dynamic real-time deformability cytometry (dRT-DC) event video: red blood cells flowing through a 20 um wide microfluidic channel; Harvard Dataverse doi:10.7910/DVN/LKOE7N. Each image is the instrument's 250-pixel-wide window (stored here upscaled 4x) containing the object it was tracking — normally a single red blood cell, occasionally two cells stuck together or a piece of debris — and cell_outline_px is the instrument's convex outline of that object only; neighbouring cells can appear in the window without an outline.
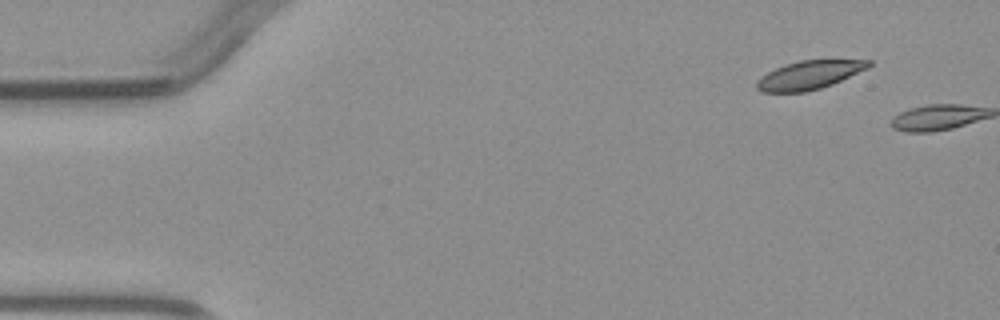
{"species": "common noctule bat (a hibernating species)", "species_latin": "Nyctalus noctula", "temperature_condition": "warm", "stored_images_in_passage": 2, "camera_frame_rate_fps": 3000, "um_per_image_px": 0.085, "animal": {"sex": "male", "body_mass_g": 23.1, "forearm_length_mm": 52.7}, "frame": {"image": 1, "passage_image": 1, "time_ms": 0.0, "image_size_px": [1000, 320], "cell_outline_px": [[872, 64], [868, 68], [832, 84], [820, 88], [804, 92], [764, 92], [756, 88], [756, 80], [768, 72], [784, 64], [800, 60], [872, 60]], "centroid_in_image_um": [68.78, 6.37], "position_along_channel_um": 16.2, "area_um2": 18.5}}